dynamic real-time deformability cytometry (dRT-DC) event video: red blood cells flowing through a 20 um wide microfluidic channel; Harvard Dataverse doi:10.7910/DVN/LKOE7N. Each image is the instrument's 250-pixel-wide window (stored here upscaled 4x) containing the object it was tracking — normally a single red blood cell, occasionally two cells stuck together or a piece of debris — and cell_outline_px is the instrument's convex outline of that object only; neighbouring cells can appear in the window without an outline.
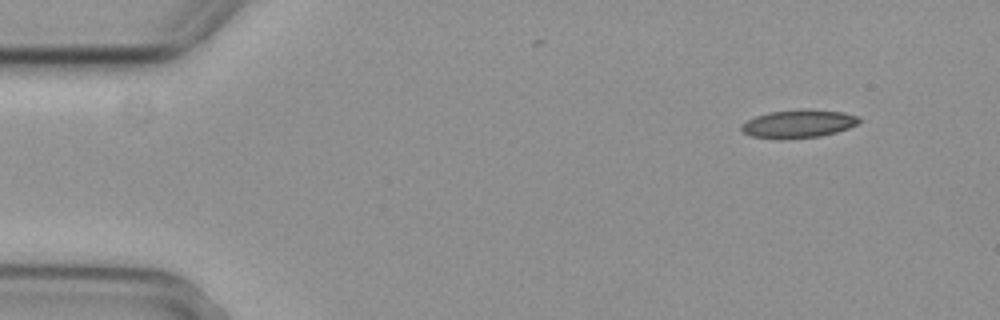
{"species": "common noctule bat (a hibernating species)", "species_latin": "Nyctalus noctula", "temperature_condition": "cold", "stored_images_in_passage": 4, "camera_frame_rate_fps": 3000, "um_per_image_px": 0.085, "animal": {"sex": "female", "body_mass_g": 29.2, "forearm_length_mm": 56.3}, "frame": {"image": 1, "passage_image": 1, "time_ms": 0.0, "image_size_px": [1000, 320], "cell_outline_px": [[860, 120], [856, 124], [848, 128], [836, 132], [820, 136], [784, 140], [780, 140], [752, 136], [744, 132], [740, 128], [740, 124], [756, 116], [768, 112], [800, 108], [804, 108], [844, 112], [860, 116]], "centroid_in_image_um": [67.85, 10.51], "position_along_channel_um": 17.1, "area_um2": 19.65}}